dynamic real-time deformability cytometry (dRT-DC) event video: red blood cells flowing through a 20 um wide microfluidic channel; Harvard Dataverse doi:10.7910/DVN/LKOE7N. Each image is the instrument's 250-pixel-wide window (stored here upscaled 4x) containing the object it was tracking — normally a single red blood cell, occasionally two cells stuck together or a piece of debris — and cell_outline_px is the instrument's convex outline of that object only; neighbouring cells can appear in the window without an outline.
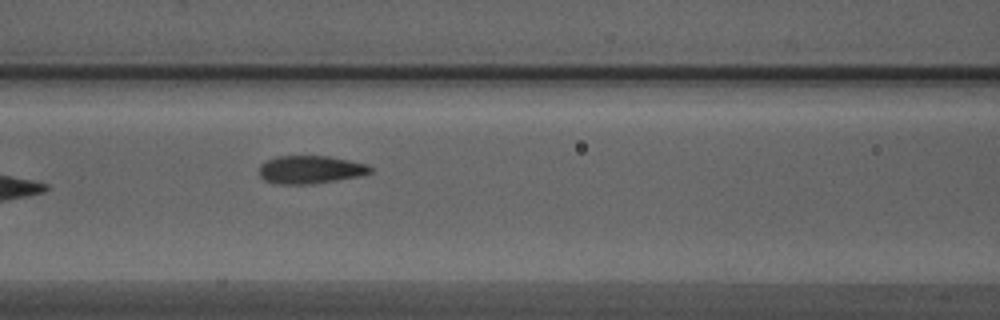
{"species": "Egyptian fruit bat (a non-hibernating species)", "species_latin": "Rousettus aegyptiacus", "temperature_condition": "warm", "stored_images_in_passage": 4, "camera_frame_rate_fps": 3000, "um_per_image_px": 0.085, "animal": {"sex": "male"}, "frame": {"image": 1, "passage_image": 4, "time_ms": 1.0, "image_size_px": [1000, 320], "cell_outline_px": [[372, 172], [360, 176], [312, 184], [276, 184], [264, 180], [260, 176], [260, 164], [276, 156], [328, 156], [368, 164], [372, 168]], "centroid_in_image_um": [26.38, 14.42], "position_along_channel_um": 140.2, "area_um2": 18.15}}